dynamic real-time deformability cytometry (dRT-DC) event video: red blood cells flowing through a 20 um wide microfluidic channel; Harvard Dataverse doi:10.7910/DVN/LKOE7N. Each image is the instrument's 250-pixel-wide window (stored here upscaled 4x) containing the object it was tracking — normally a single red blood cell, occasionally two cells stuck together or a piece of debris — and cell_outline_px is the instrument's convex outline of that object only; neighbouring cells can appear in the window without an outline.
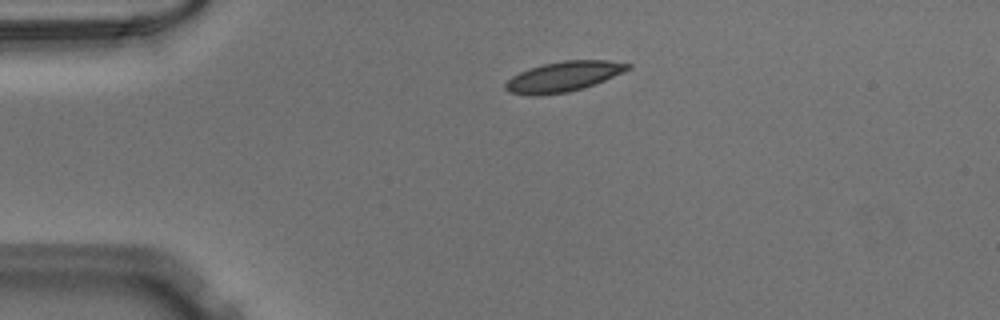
{"species": "Egyptian fruit bat (a non-hibernating species)", "species_latin": "Rousettus aegyptiacus", "temperature_condition": "warm", "stored_images_in_passage": 41, "camera_frame_rate_fps": 3000, "um_per_image_px": 0.085, "animal": {"sex": "male"}, "frame": {"image": 1, "passage_image": 1, "time_ms": 0.0, "image_size_px": [1000, 320], "cell_outline_px": [[632, 68], [604, 80], [584, 88], [568, 92], [536, 96], [508, 92], [504, 88], [504, 84], [512, 76], [520, 72], [544, 64], [564, 60], [608, 60], [632, 64]], "centroid_in_image_um": [47.9, 6.51], "position_along_channel_um": 37.1, "area_um2": 21.39}}
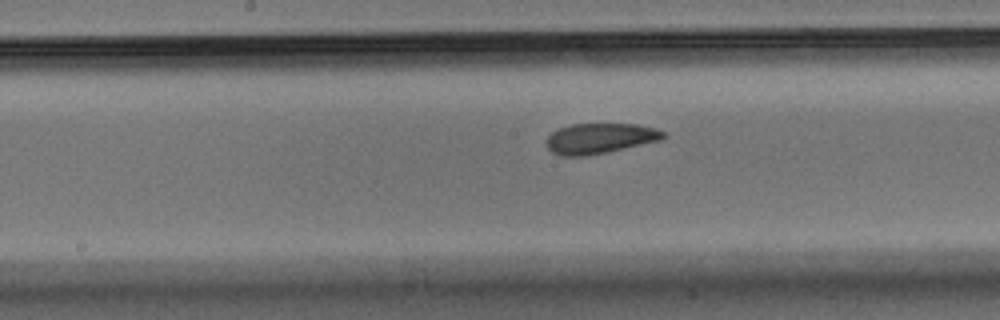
{"frame": {"image": 2, "passage_image": 16, "time_ms": 5.0, "image_size_px": [1000, 320], "cell_outline_px": [[668, 136], [660, 140], [608, 152], [588, 156], [560, 156], [552, 152], [548, 148], [548, 136], [552, 132], [560, 128], [572, 124], [640, 124], [656, 128], [664, 132]], "centroid_in_image_um": [51.02, 11.76], "position_along_channel_um": 197.2, "area_um2": 20.69}}
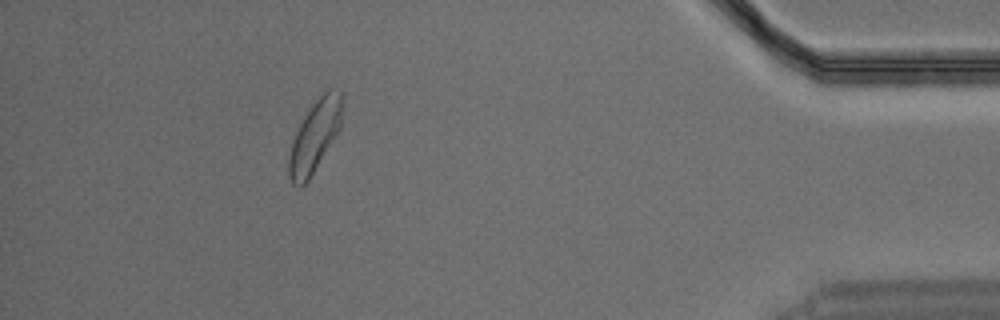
{"frame": {"image": 3, "passage_image": 36, "time_ms": 11.667, "image_size_px": [1000, 320], "cell_outline_px": [[344, 104], [340, 128], [308, 180], [300, 188], [292, 184], [288, 176], [288, 156], [292, 140], [304, 116], [312, 104], [328, 88], [332, 88], [340, 92], [344, 96]], "centroid_in_image_um": [26.76, 11.55], "position_along_channel_um": 408.4, "area_um2": 22.25}}